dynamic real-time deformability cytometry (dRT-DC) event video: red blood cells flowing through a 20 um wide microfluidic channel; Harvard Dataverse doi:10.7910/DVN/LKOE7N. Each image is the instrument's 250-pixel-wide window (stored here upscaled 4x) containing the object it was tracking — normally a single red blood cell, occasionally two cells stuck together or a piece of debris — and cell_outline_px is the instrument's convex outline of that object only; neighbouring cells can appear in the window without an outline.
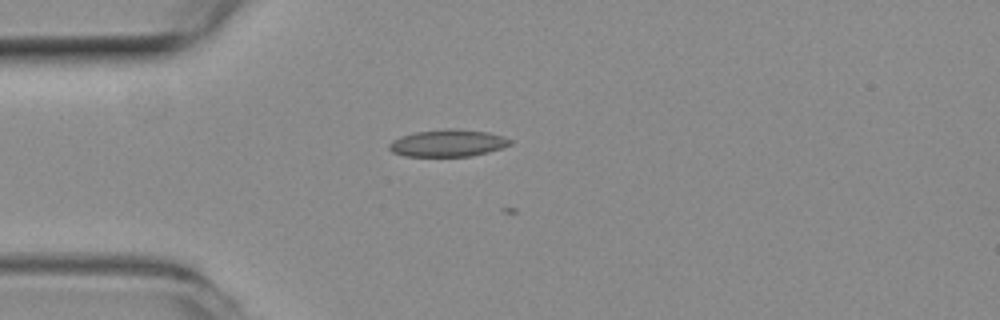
{"species": "common noctule bat (a hibernating species)", "species_latin": "Nyctalus noctula", "temperature_condition": "room temperature", "stored_images_in_passage": 2, "camera_frame_rate_fps": 3000, "um_per_image_px": 0.085, "animal": {"sex": "female", "body_mass_g": 19.3, "forearm_length_mm": 54.1}, "frame": {"image": 1, "passage_image": 1, "time_ms": 0.0, "image_size_px": [1000, 320], "cell_outline_px": [[512, 144], [488, 152], [472, 156], [404, 156], [392, 152], [388, 148], [388, 144], [392, 140], [400, 136], [416, 132], [444, 128], [460, 128], [488, 132], [504, 136], [512, 140]], "centroid_in_image_um": [38.06, 12.15], "position_along_channel_um": 46.9, "area_um2": 19.36}}